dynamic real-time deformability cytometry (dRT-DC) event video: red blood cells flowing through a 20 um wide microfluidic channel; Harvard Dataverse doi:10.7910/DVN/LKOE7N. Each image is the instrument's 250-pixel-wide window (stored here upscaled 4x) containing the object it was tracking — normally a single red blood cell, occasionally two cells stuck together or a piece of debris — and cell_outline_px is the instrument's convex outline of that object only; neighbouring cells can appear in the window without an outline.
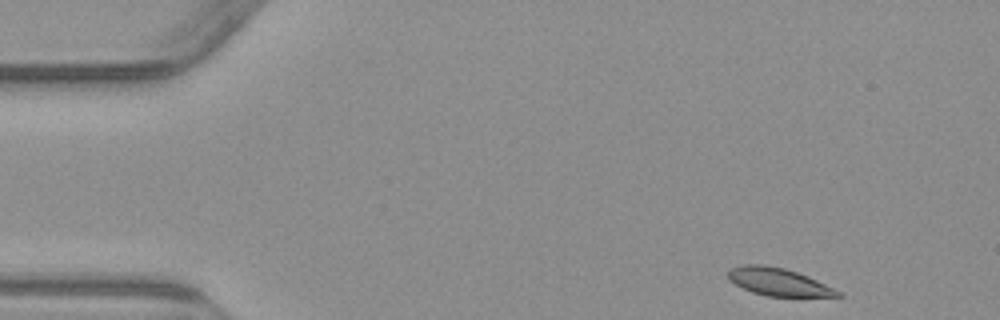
{"species": "common noctule bat (a hibernating species)", "species_latin": "Nyctalus noctula", "temperature_condition": "warm", "stored_images_in_passage": 3, "camera_frame_rate_fps": 3000, "um_per_image_px": 0.085, "animal": {"sex": "male", "body_mass_g": 23.1, "forearm_length_mm": 52.7}, "frame": {"image": 1, "passage_image": 1, "time_ms": 0.0, "image_size_px": [1000, 320], "cell_outline_px": [[844, 296], [768, 296], [752, 292], [728, 280], [728, 268], [744, 264], [764, 264], [784, 268], [808, 276], [840, 292]], "centroid_in_image_um": [66.1, 23.94], "position_along_channel_um": 18.9, "area_um2": 17.46}}